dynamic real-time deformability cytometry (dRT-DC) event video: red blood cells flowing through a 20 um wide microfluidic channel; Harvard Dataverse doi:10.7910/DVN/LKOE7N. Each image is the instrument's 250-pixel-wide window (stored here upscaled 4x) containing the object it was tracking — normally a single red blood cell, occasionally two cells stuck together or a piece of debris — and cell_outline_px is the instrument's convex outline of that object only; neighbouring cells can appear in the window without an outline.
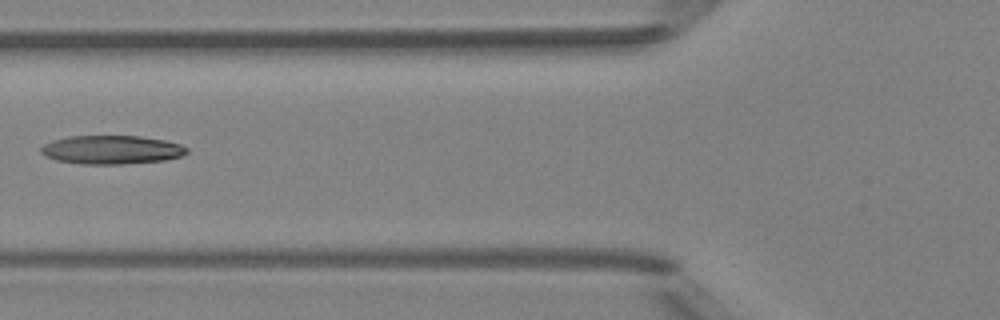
{"species": "Egyptian fruit bat (a non-hibernating species)", "species_latin": "Rousettus aegyptiacus", "temperature_condition": "room temperature", "stored_images_in_passage": 8, "camera_frame_rate_fps": 3000, "um_per_image_px": 0.085, "animal": {"sex": "female"}, "frame": {"image": 1, "passage_image": 6, "time_ms": 6.0, "image_size_px": [1000, 320], "cell_outline_px": [[188, 152], [184, 156], [164, 160], [120, 164], [84, 164], [56, 160], [44, 156], [40, 152], [40, 148], [44, 144], [52, 140], [68, 136], [140, 136], [164, 140], [180, 144], [188, 148]], "centroid_in_image_um": [9.48, 12.73], "position_along_channel_um": 116.3, "area_um2": 24.45}}
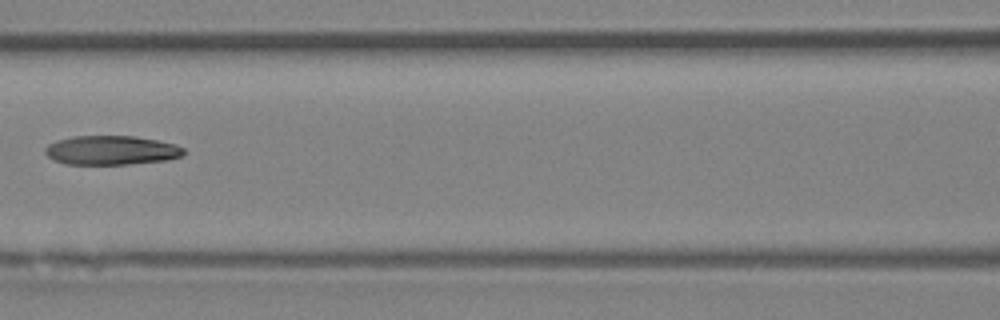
{"frame": {"image": 2, "passage_image": 7, "time_ms": 7.0, "image_size_px": [1000, 320], "cell_outline_px": [[184, 156], [168, 160], [128, 164], [64, 164], [52, 160], [44, 152], [44, 148], [48, 144], [56, 140], [72, 136], [136, 136], [176, 144], [184, 148]], "centroid_in_image_um": [9.45, 12.77], "position_along_channel_um": 157.2, "area_um2": 23.81}}
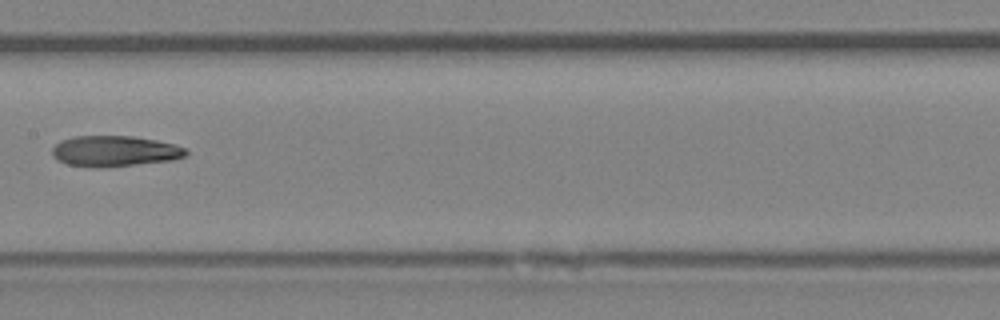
{"frame": {"image": 3, "passage_image": 8, "time_ms": 8.0, "image_size_px": [1000, 320], "cell_outline_px": [[188, 152], [184, 156], [172, 160], [100, 168], [88, 168], [68, 164], [52, 156], [52, 148], [60, 140], [76, 136], [132, 136], [156, 140], [188, 148]], "centroid_in_image_um": [9.72, 12.85], "position_along_channel_um": 197.7, "area_um2": 23.99}}